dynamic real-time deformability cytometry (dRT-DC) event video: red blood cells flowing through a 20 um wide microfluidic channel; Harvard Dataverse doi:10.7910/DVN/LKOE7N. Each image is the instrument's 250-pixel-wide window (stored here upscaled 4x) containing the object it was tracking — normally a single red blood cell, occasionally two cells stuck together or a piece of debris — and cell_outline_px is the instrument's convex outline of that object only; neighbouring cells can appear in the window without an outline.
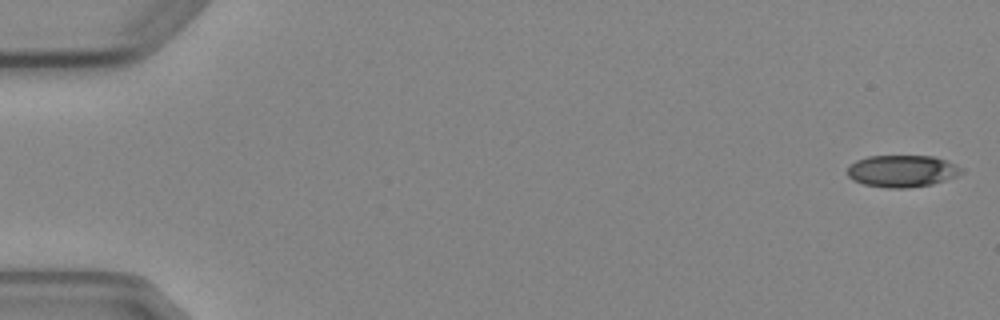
{"species": "Egyptian fruit bat (a non-hibernating species)", "species_latin": "Rousettus aegyptiacus", "temperature_condition": "cold", "stored_images_in_passage": 5, "camera_frame_rate_fps": 3000, "um_per_image_px": 0.085, "animal": {"sex": "female"}, "frame": {"image": 1, "passage_image": 1, "time_ms": 0.0, "image_size_px": [1000, 320], "cell_outline_px": [[964, 172], [956, 176], [932, 184], [908, 188], [888, 188], [864, 184], [852, 180], [848, 176], [848, 164], [856, 160], [868, 156], [932, 156], [948, 160], [964, 168]], "centroid_in_image_um": [76.69, 14.53], "position_along_channel_um": 8.3, "area_um2": 21.44}}
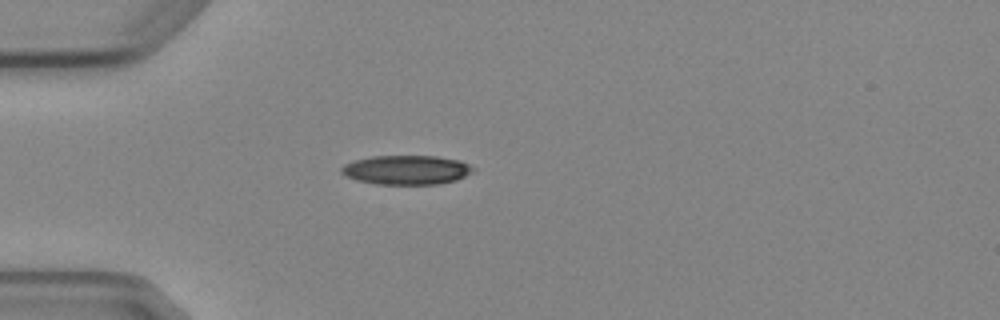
{"frame": {"image": 2, "passage_image": 5, "time_ms": 4.667, "image_size_px": [1000, 320], "cell_outline_px": [[476, 168], [472, 172], [456, 180], [440, 184], [376, 184], [356, 180], [344, 176], [340, 172], [340, 168], [344, 164], [356, 160], [372, 156], [436, 156], [460, 160]], "centroid_in_image_um": [34.53, 14.44], "position_along_channel_um": 50.5, "area_um2": 22.54}}